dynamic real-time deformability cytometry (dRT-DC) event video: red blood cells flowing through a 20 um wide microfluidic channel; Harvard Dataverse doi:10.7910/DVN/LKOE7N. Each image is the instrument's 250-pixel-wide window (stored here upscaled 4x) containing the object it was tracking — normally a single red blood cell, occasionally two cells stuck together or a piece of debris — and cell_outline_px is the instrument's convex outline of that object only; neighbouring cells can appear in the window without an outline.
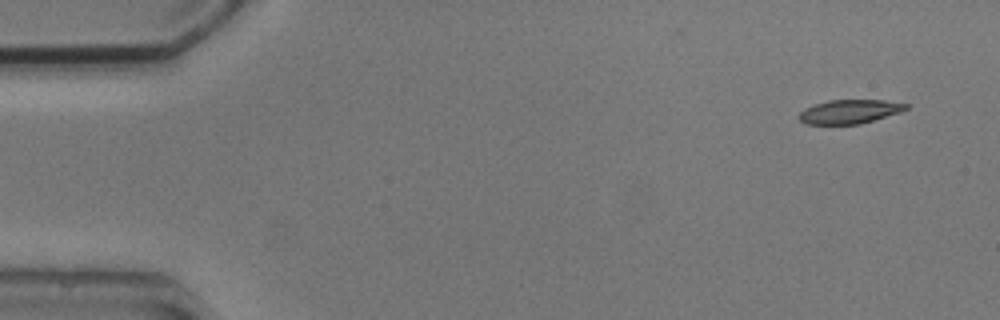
{"species": "common noctule bat (a hibernating species)", "species_latin": "Nyctalus noctula", "temperature_condition": "cold", "stored_images_in_passage": 4, "camera_frame_rate_fps": 3000, "um_per_image_px": 0.085, "animal": {"sex": "male", "body_mass_g": 20.5, "forearm_length_mm": 52.5}, "frame": {"image": 1, "passage_image": 1, "time_ms": 0.0, "image_size_px": [1000, 320], "cell_outline_px": [[908, 108], [900, 112], [860, 124], [804, 124], [800, 120], [800, 112], [804, 108], [828, 100], [884, 100], [908, 104]], "centroid_in_image_um": [72.21, 9.48], "position_along_channel_um": 12.8, "area_um2": 14.8}}